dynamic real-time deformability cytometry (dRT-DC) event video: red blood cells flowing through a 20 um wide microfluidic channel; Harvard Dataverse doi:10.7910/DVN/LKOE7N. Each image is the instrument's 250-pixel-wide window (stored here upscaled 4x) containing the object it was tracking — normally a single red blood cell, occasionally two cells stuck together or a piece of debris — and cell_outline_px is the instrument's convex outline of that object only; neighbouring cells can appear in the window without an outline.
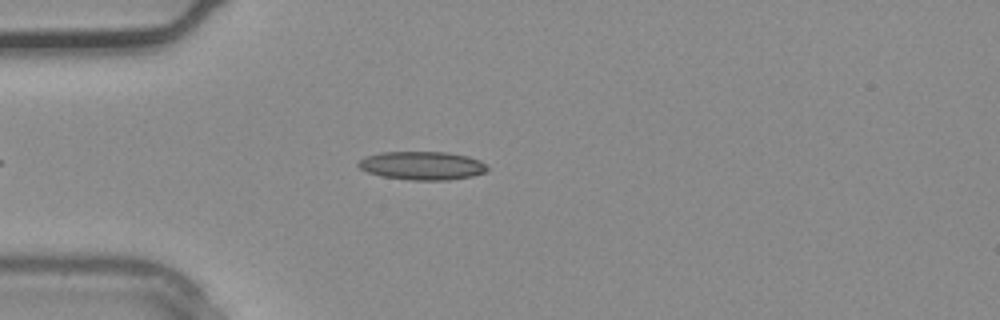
{"species": "common noctule bat (a hibernating species)", "species_latin": "Nyctalus noctula", "temperature_condition": "warm", "stored_images_in_passage": 2, "camera_frame_rate_fps": 3000, "um_per_image_px": 0.085, "animal": {"sex": "male", "body_mass_g": 20.4}, "frame": {"image": 1, "passage_image": 2, "time_ms": 0.333, "image_size_px": [1000, 320], "cell_outline_px": [[488, 172], [472, 176], [448, 180], [408, 180], [380, 176], [368, 172], [360, 168], [356, 164], [364, 156], [380, 152], [448, 152], [468, 156], [480, 160], [488, 168]], "centroid_in_image_um": [35.88, 14.08], "position_along_channel_um": 49.1, "area_um2": 21.56}}